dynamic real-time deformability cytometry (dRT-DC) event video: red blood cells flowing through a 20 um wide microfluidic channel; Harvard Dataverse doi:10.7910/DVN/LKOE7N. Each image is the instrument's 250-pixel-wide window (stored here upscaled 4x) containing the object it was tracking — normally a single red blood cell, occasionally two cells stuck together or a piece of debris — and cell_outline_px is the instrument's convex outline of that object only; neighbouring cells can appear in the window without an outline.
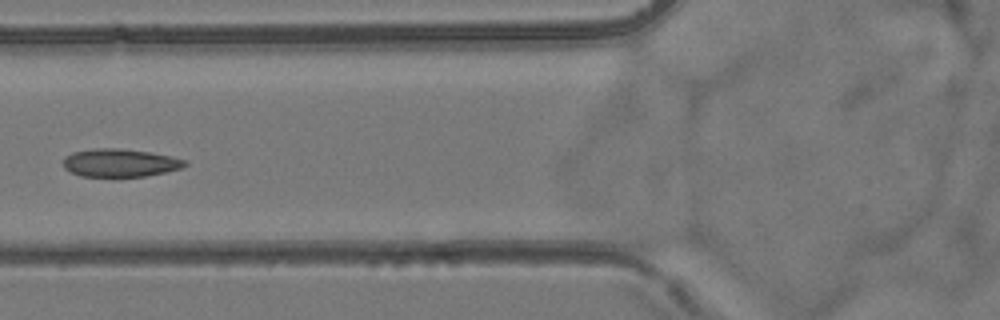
{"species": "common noctule bat (a hibernating species)", "species_latin": "Nyctalus noctula", "temperature_condition": "room temperature", "stored_images_in_passage": 6, "camera_frame_rate_fps": 3000, "um_per_image_px": 0.085, "animal": {"sex": "female", "body_mass_g": 24.6, "forearm_length_mm": 56.2}, "frame": {"image": 1, "passage_image": 6, "time_ms": 6.667, "image_size_px": [1000, 320], "cell_outline_px": [[188, 164], [184, 168], [144, 176], [80, 176], [64, 168], [64, 156], [72, 152], [96, 148], [120, 148], [152, 152], [172, 156], [188, 160]], "centroid_in_image_um": [10.25, 13.82], "position_along_channel_um": 115.6, "area_um2": 20.0}}